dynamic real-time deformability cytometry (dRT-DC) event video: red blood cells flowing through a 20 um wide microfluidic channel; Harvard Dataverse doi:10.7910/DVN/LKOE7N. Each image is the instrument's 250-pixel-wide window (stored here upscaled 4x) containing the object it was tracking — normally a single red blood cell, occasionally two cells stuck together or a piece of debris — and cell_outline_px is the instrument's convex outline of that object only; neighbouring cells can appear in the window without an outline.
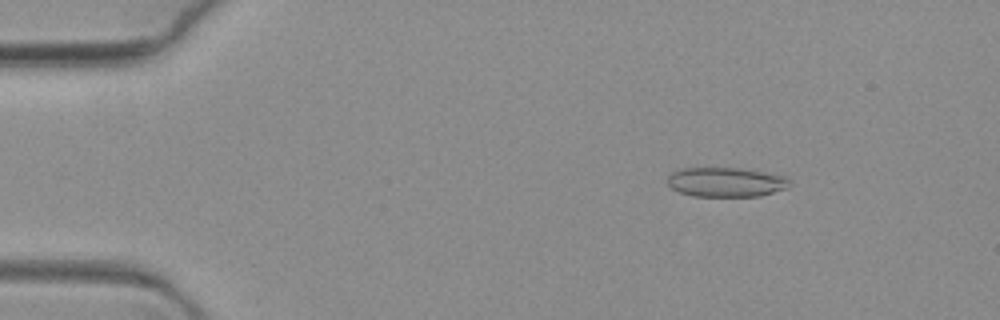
{"species": "common noctule bat (a hibernating species)", "species_latin": "Nyctalus noctula", "temperature_condition": "warm", "stored_images_in_passage": 6, "camera_frame_rate_fps": 3000, "um_per_image_px": 0.085, "animal": {"sex": "female", "body_mass_g": 19.3, "forearm_length_mm": 54.1}, "frame": {"image": 1, "passage_image": 3, "time_ms": 0.667, "image_size_px": [1000, 320], "cell_outline_px": [[792, 184], [788, 188], [760, 196], [692, 196], [680, 192], [672, 188], [668, 184], [668, 176], [672, 172], [680, 168], [740, 168], [764, 172], [784, 176]], "centroid_in_image_um": [61.71, 15.48], "position_along_channel_um": 23.3, "area_um2": 20.98}}